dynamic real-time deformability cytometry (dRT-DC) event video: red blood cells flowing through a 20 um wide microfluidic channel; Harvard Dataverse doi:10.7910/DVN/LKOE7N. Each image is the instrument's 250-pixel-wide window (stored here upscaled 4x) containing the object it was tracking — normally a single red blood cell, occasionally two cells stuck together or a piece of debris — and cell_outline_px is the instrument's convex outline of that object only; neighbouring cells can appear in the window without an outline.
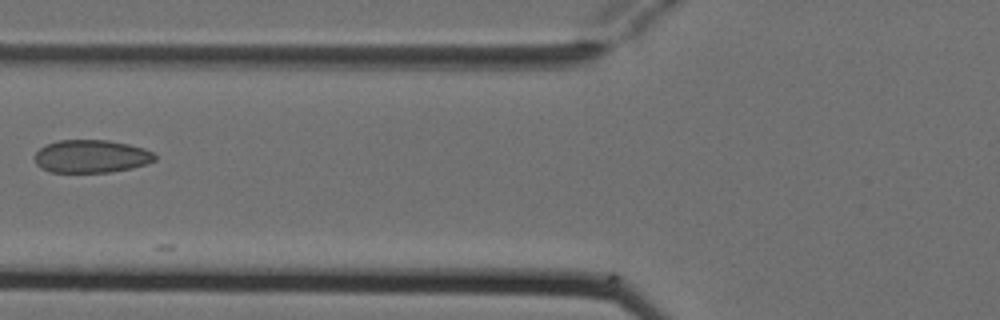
{"species": "Egyptian fruit bat (a non-hibernating species)", "species_latin": "Rousettus aegyptiacus", "temperature_condition": "cold", "stored_images_in_passage": 4, "camera_frame_rate_fps": 3000, "um_per_image_px": 0.085, "animal": {"sex": "female"}, "frame": {"image": 1, "passage_image": 4, "time_ms": 1.0, "image_size_px": [1000, 320], "cell_outline_px": [[156, 160], [148, 164], [132, 168], [108, 172], [52, 172], [40, 168], [36, 164], [36, 152], [40, 148], [48, 144], [60, 140], [108, 140], [128, 144], [144, 148], [152, 152], [156, 156]], "centroid_in_image_um": [7.79, 13.29], "position_along_channel_um": 118.0, "area_um2": 23.0}}